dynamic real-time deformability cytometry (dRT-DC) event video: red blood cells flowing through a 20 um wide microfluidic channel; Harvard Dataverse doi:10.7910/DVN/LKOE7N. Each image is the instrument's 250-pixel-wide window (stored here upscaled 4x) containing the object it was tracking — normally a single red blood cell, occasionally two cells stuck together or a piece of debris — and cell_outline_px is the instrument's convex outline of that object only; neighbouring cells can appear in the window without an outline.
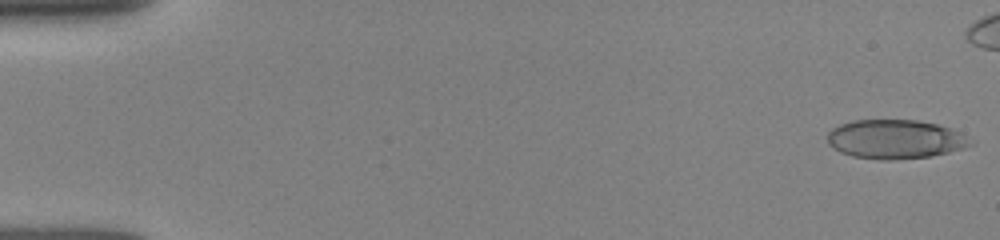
{"species": "human", "species_latin": "Homo sapiens", "temperature_condition": "room temperature", "stored_images_in_passage": 46, "camera_frame_rate_fps": 3000, "um_per_image_px": 0.085, "donor": {"sex": "female"}, "frame": {"image": 1, "passage_image": 1, "time_ms": 0.0, "image_size_px": [1000, 240], "cell_outline_px": [[976, 140], [972, 144], [948, 152], [928, 156], [888, 160], [880, 160], [852, 156], [840, 152], [832, 148], [828, 144], [828, 132], [832, 128], [840, 124], [852, 120], [916, 120], [936, 124], [952, 128]], "centroid_in_image_um": [76.08, 11.82], "position_along_channel_um": 8.9, "area_um2": 32.6}}
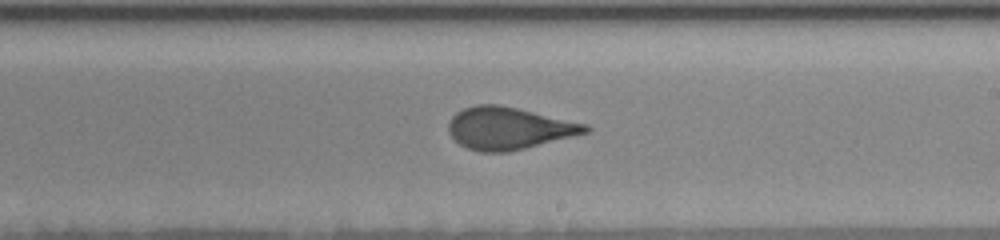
{"frame": {"image": 2, "passage_image": 30, "time_ms": 9.667, "image_size_px": [1000, 240], "cell_outline_px": [[592, 128], [588, 132], [508, 152], [480, 152], [468, 148], [460, 144], [448, 132], [448, 124], [452, 116], [456, 112], [464, 108], [476, 104], [500, 104], [588, 124]], "centroid_in_image_um": [43.23, 10.89], "position_along_channel_um": 245.8, "area_um2": 33.52}}
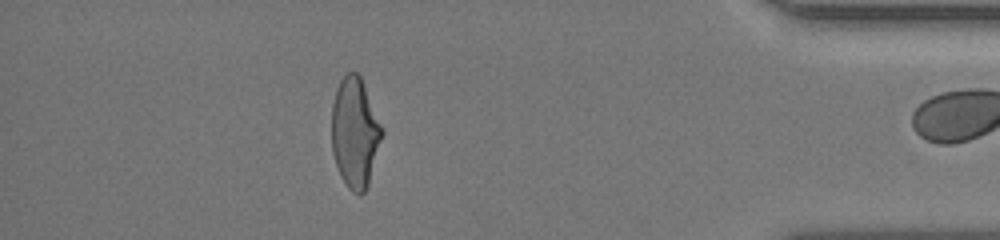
{"frame": {"image": 3, "passage_image": 45, "time_ms": 14.667, "image_size_px": [1000, 240], "cell_outline_px": [[384, 132], [368, 184], [364, 192], [360, 196], [352, 192], [348, 188], [340, 176], [332, 152], [332, 104], [336, 88], [340, 80], [348, 72], [356, 72], [360, 76], [384, 128]], "centroid_in_image_um": [30.17, 11.28], "position_along_channel_um": 405.0, "area_um2": 32.43}}